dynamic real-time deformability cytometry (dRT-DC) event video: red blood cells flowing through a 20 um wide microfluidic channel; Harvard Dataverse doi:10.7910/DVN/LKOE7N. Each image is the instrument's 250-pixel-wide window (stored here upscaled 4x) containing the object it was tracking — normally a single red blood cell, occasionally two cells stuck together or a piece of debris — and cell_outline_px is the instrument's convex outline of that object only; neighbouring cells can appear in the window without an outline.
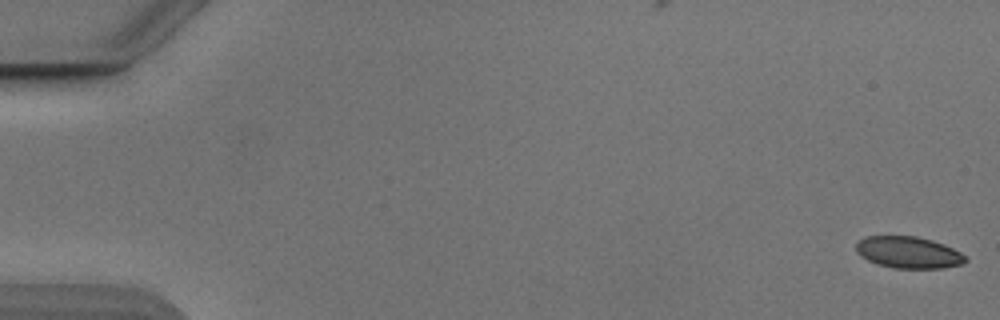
{"species": "Egyptian fruit bat (a non-hibernating species)", "species_latin": "Rousettus aegyptiacus", "temperature_condition": "cold", "stored_images_in_passage": 11, "segment_of_instrument_passage": [1, 2], "camera_frame_rate_fps": 3000, "um_per_image_px": 0.085, "animal": {"sex": "male"}, "frame": {"image": 1, "passage_image": 1, "time_ms": 0.0, "image_size_px": [1000, 320], "cell_outline_px": [[968, 260], [960, 264], [944, 268], [892, 268], [876, 264], [860, 256], [856, 252], [856, 244], [860, 240], [868, 236], [916, 236], [932, 240], [944, 244], [960, 252]], "centroid_in_image_um": [77.2, 21.46], "position_along_channel_um": 7.8, "area_um2": 20.17}}